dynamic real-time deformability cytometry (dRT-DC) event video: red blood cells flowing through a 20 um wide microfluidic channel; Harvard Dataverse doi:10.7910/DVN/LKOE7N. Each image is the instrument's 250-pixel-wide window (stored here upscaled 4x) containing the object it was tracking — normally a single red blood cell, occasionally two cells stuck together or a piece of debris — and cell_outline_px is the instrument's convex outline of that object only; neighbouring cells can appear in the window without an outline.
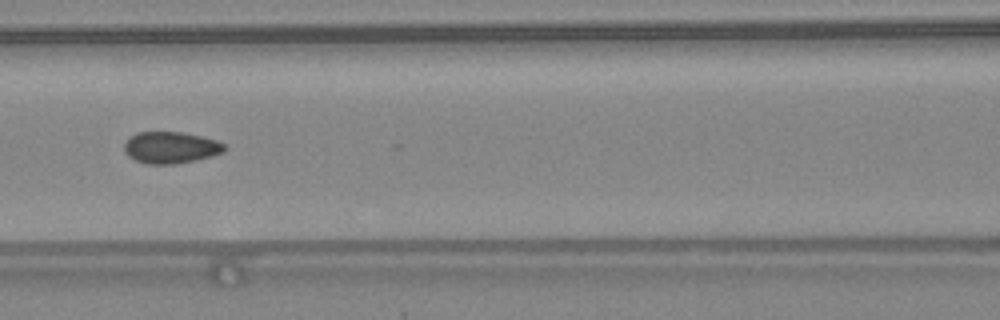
{"species": "common noctule bat (a hibernating species)", "species_latin": "Nyctalus noctula", "temperature_condition": "warm", "stored_images_in_passage": 47, "camera_frame_rate_fps": 3000, "um_per_image_px": 0.085, "animal": {"sex": "female", "body_mass_g": 24.6, "forearm_length_mm": 56.2}, "frame": {"image": 1, "passage_image": 21, "time_ms": 6.667, "image_size_px": [1000, 320], "cell_outline_px": [[228, 148], [224, 152], [212, 156], [196, 160], [176, 164], [144, 164], [128, 156], [124, 152], [124, 144], [136, 132], [180, 132], [200, 136], [216, 140], [224, 144]], "centroid_in_image_um": [14.52, 12.55], "position_along_channel_um": 152.1, "area_um2": 18.55}}
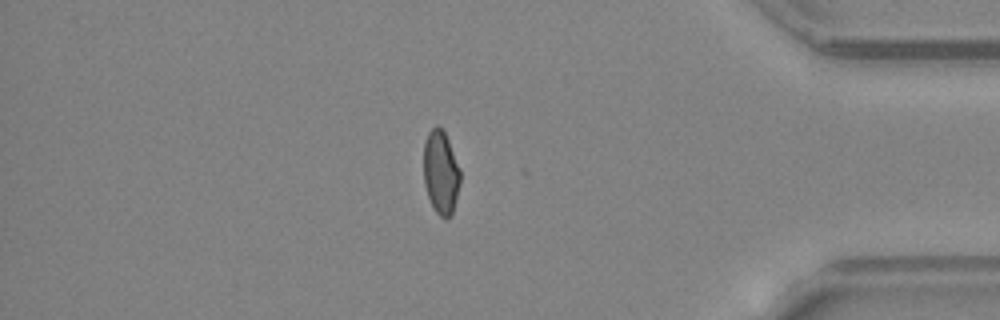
{"frame": {"image": 2, "passage_image": 40, "time_ms": 13.0, "image_size_px": [1000, 320], "cell_outline_px": [[460, 184], [452, 216], [440, 216], [432, 208], [424, 184], [424, 140], [428, 132], [436, 124], [444, 132], [448, 140], [460, 168]], "centroid_in_image_um": [37.46, 14.65], "position_along_channel_um": 397.7, "area_um2": 17.86}, "authors_computed_cell_mechanics": {"area_um2": 18.3804, "velocity_mm_per_s": 4.4084, "shape_relaxation_time_tau1_ms": null, "shape_relaxation_time_tau2_ms": 0.9516, "deformation_change_tau1": null, "deformation_change_tau2": 0.0573}}